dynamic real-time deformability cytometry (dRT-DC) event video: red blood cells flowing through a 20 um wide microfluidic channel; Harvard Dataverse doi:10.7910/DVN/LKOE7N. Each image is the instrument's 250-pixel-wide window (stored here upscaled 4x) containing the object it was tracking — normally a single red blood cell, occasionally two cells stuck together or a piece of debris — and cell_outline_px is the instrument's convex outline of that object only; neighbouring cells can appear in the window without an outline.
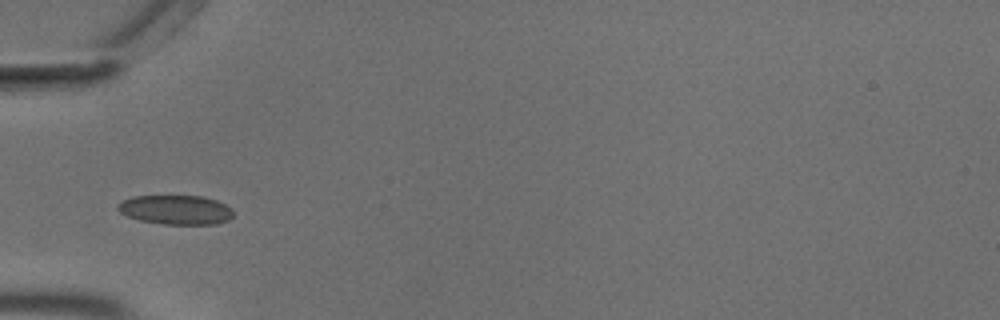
{"species": "common noctule bat (a hibernating species)", "species_latin": "Nyctalus noctula", "temperature_condition": "cold", "stored_images_in_passage": 38, "camera_frame_rate_fps": 3000, "um_per_image_px": 0.085, "animal": {"sex": "male", "body_mass_g": 18.8}, "frame": {"image": 1, "passage_image": 1, "time_ms": 0.0, "image_size_px": [1000, 320], "cell_outline_px": [[232, 216], [228, 220], [216, 224], [164, 224], [140, 220], [128, 216], [120, 212], [116, 208], [116, 204], [120, 200], [132, 196], [204, 196], [216, 200], [232, 208]], "centroid_in_image_um": [14.91, 17.82], "position_along_channel_um": 70.1, "area_um2": 19.83}}
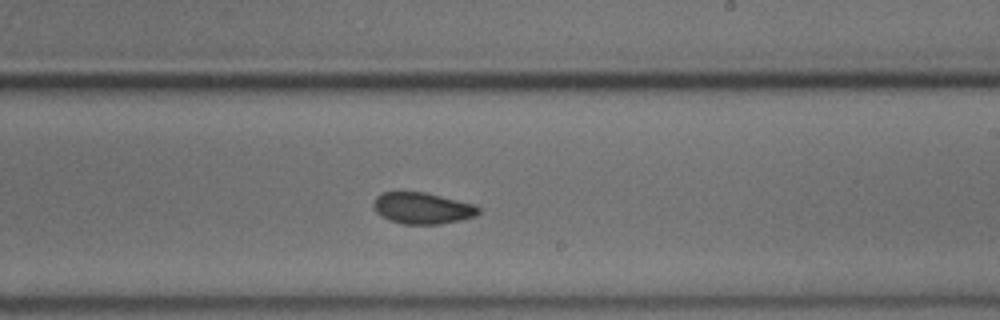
{"frame": {"image": 2, "passage_image": 16, "time_ms": 5.0, "image_size_px": [1000, 320], "cell_outline_px": [[480, 212], [476, 216], [460, 220], [440, 224], [404, 224], [388, 220], [376, 212], [372, 204], [376, 196], [384, 192], [424, 192], [476, 204], [480, 208]], "centroid_in_image_um": [35.92, 17.7], "position_along_channel_um": 253.1, "area_um2": 19.31}}
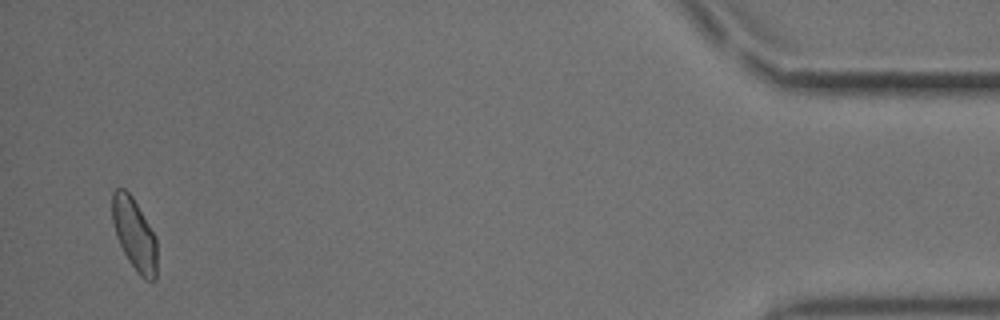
{"frame": {"image": 3, "passage_image": 36, "time_ms": 11.667, "image_size_px": [1000, 320], "cell_outline_px": [[156, 280], [144, 280], [136, 272], [128, 260], [116, 236], [112, 224], [112, 192], [116, 188], [124, 188], [132, 196], [156, 236]], "centroid_in_image_um": [11.41, 19.91], "position_along_channel_um": 423.8, "area_um2": 18.84}, "authors_computed_cell_mechanics": {"area_um2": 19.1029, "velocity_mm_per_s": 3.6676, "shape_relaxation_time_tau1_ms": 10.6719, "shape_relaxation_time_tau2_ms": 2.4466, "deformation_change_tau1": 0.1272, "deformation_change_tau2": 0.0652}}